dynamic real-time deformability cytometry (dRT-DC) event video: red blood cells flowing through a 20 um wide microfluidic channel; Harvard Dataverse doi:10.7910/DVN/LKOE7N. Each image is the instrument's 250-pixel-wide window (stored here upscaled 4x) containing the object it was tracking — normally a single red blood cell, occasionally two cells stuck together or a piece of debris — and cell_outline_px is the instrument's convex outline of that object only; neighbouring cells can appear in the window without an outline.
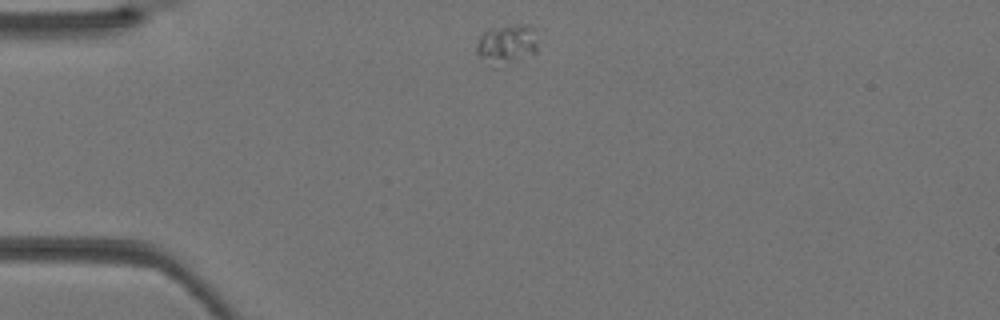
{"species": "Egyptian fruit bat (a non-hibernating species)", "species_latin": "Rousettus aegyptiacus", "temperature_condition": "warm", "stored_images_in_passage": 32, "camera_frame_rate_fps": 3000, "um_per_image_px": 0.085, "animal": {"sex": "female"}, "frame": {"image": 1, "passage_image": 1, "time_ms": 0.0, "image_size_px": [1000, 320], "cell_outline_px": [[536, 52], [496, 68], [492, 68], [476, 52], [476, 44], [480, 36], [484, 32], [496, 28], [512, 24], [528, 24], [532, 28], [536, 44]], "centroid_in_image_um": [43.03, 3.78], "position_along_channel_um": 42.0, "area_um2": 13.93}}
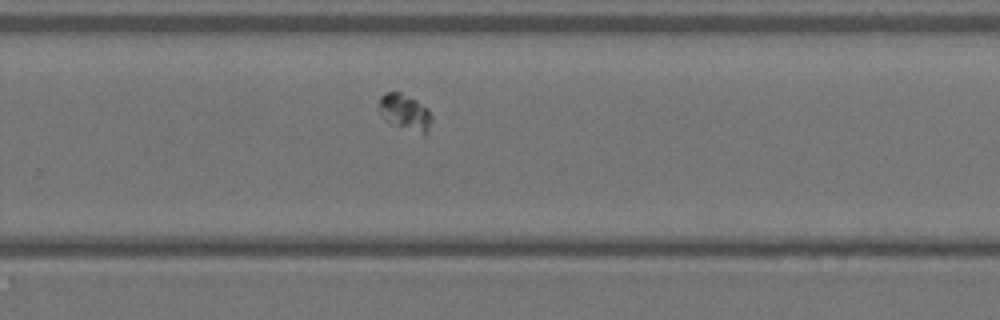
{"frame": {"image": 2, "passage_image": 18, "time_ms": 5.667, "image_size_px": [1000, 320], "cell_outline_px": [[432, 120], [428, 132], [424, 136], [384, 120], [380, 112], [380, 96], [384, 92], [400, 92], [416, 100], [428, 108], [432, 116]], "centroid_in_image_um": [34.46, 9.55], "position_along_channel_um": 295.3, "area_um2": 11.16}}
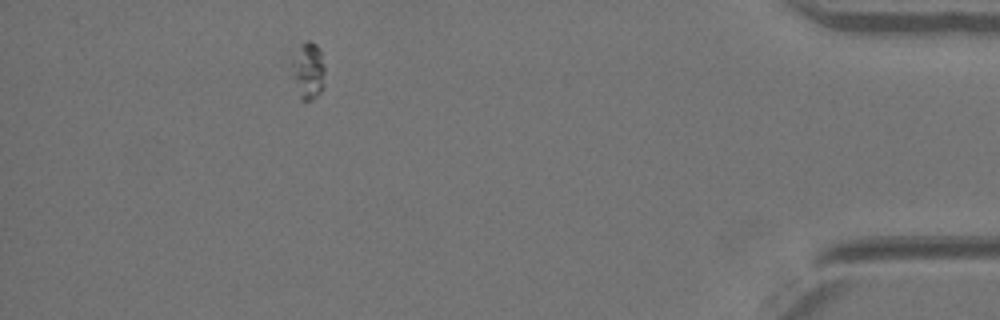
{"frame": {"image": 3, "passage_image": 28, "time_ms": 9.0, "image_size_px": [1000, 320], "cell_outline_px": [[324, 84], [320, 92], [312, 100], [300, 100], [292, 76], [288, 48], [308, 40], [316, 44], [320, 48], [324, 68]], "centroid_in_image_um": [26.1, 5.9], "position_along_channel_um": 409.1, "area_um2": 11.85}}